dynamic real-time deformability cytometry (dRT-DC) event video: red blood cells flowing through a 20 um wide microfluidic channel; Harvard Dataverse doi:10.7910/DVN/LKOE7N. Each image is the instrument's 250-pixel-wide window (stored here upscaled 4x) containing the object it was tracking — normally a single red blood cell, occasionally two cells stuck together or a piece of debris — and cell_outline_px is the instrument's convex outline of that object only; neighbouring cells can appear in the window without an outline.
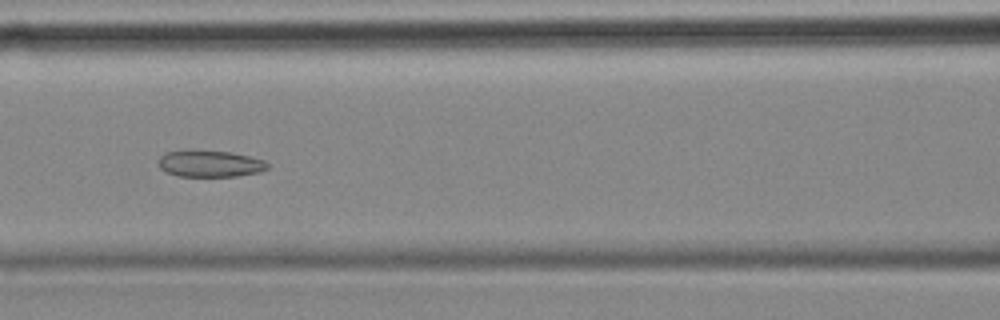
{"species": "common noctule bat (a hibernating species)", "species_latin": "Nyctalus noctula", "temperature_condition": "cold", "stored_images_in_passage": 56, "camera_frame_rate_fps": 3000, "um_per_image_px": 0.085, "animal": {"sex": "female", "body_mass_g": 18.4}, "frame": {"image": 1, "passage_image": 24, "time_ms": 7.667, "image_size_px": [1000, 320], "cell_outline_px": [[268, 168], [260, 172], [236, 176], [176, 176], [160, 168], [160, 156], [164, 152], [184, 148], [232, 152], [264, 160], [268, 164]], "centroid_in_image_um": [17.81, 13.88], "position_along_channel_um": 148.8, "area_um2": 17.28}}
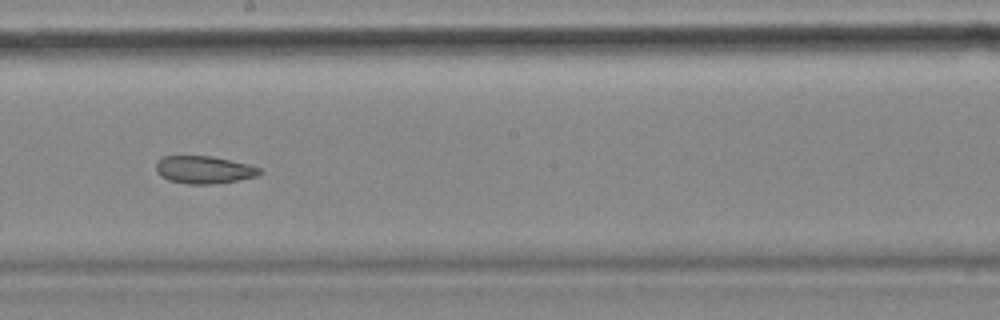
{"frame": {"image": 2, "passage_image": 31, "time_ms": 10.0, "image_size_px": [1000, 320], "cell_outline_px": [[264, 172], [256, 176], [236, 180], [212, 184], [188, 184], [168, 180], [160, 176], [156, 172], [156, 160], [164, 156], [212, 156], [248, 164], [260, 168]], "centroid_in_image_um": [17.31, 14.42], "position_along_channel_um": 230.9, "area_um2": 16.7}}
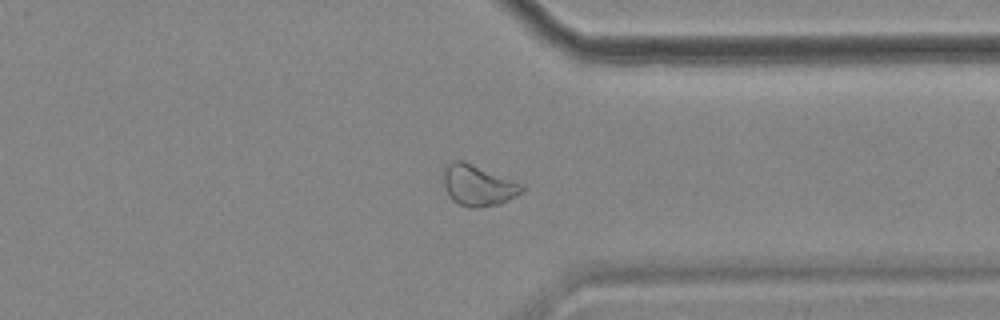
{"frame": {"image": 3, "passage_image": 43, "time_ms": 14.0, "image_size_px": [1000, 320], "cell_outline_px": [[524, 188], [516, 196], [500, 204], [480, 208], [468, 208], [452, 200], [448, 196], [444, 184], [444, 168], [452, 160], [464, 160], [524, 184]], "centroid_in_image_um": [40.63, 15.76], "position_along_channel_um": 370.8, "area_um2": 18.9}, "authors_computed_cell_mechanics": {"area_um2": 20.6924, "velocity_mm_per_s": 3.5359, "shape_relaxation_time_tau1_ms": null, "shape_relaxation_time_tau2_ms": 3.2478, "deformation_change_tau1": null, "deformation_change_tau2": 0.0871}}